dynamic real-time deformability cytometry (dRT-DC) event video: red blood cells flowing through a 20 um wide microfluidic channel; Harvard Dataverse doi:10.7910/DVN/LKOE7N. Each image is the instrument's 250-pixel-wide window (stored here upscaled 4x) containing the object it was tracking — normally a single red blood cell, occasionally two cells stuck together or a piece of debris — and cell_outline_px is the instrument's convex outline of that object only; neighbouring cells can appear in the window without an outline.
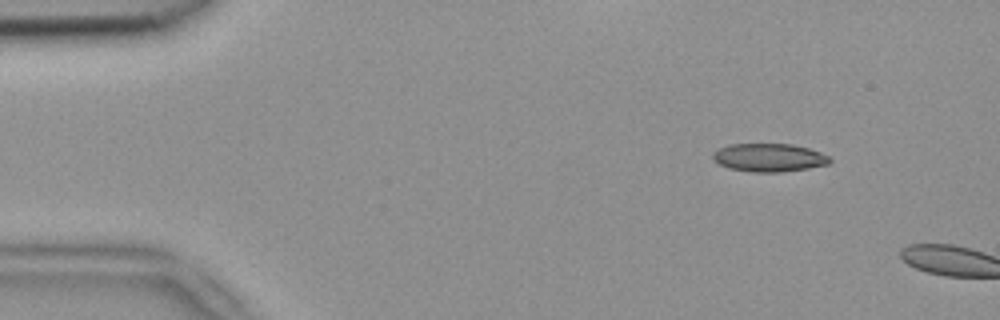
{"species": "common noctule bat (a hibernating species)", "species_latin": "Nyctalus noctula", "temperature_condition": "room temperature", "stored_images_in_passage": 3, "camera_frame_rate_fps": 3000, "um_per_image_px": 0.085, "animal": {"sex": "female", "body_mass_g": 18.4}, "frame": {"image": 1, "passage_image": 2, "time_ms": 0.333, "image_size_px": [1000, 320], "cell_outline_px": [[832, 160], [828, 164], [808, 168], [784, 172], [752, 172], [728, 168], [712, 160], [712, 152], [728, 144], [792, 144], [808, 148], [820, 152], [828, 156]], "centroid_in_image_um": [65.34, 13.4], "position_along_channel_um": 19.7, "area_um2": 19.31}}